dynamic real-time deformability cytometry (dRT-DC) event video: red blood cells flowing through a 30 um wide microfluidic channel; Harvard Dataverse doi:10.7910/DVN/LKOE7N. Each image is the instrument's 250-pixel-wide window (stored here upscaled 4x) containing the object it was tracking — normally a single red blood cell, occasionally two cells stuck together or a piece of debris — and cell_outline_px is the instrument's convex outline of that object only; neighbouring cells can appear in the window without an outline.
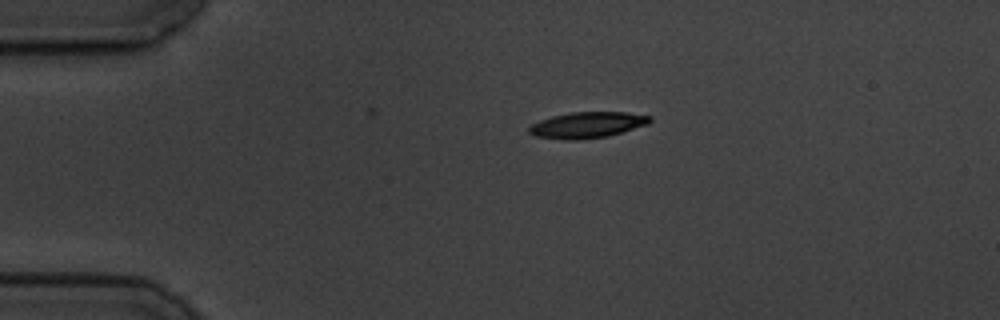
{"species": "common noctule bat (a hibernating species)", "species_latin": "Nyctalus noctula", "temperature_condition": "cold", "stored_images_in_passage": 12, "camera_frame_rate_fps": 3000, "um_per_image_px": 0.085, "animal": {"sex": "male", "body_mass_g": 19.5, "forearm_length_mm": 54.6}, "frame": {"image": 1, "passage_image": 1, "time_ms": 0.0, "image_size_px": [1000, 320], "cell_outline_px": [[652, 120], [648, 124], [608, 136], [580, 140], [564, 140], [536, 136], [528, 132], [528, 128], [532, 124], [540, 120], [552, 116], [572, 112], [628, 112], [652, 116]], "centroid_in_image_um": [49.93, 10.62], "position_along_channel_um": 35.1, "area_um2": 18.38}}
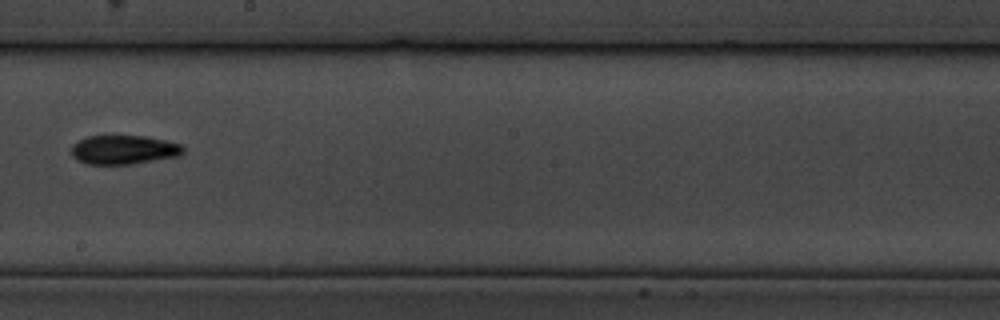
{"frame": {"image": 2, "passage_image": 6, "time_ms": 7.0, "image_size_px": [1000, 320], "cell_outline_px": [[184, 152], [180, 156], [132, 164], [88, 164], [76, 160], [72, 156], [72, 144], [88, 136], [148, 136], [168, 140], [180, 144], [184, 148]], "centroid_in_image_um": [10.55, 12.73], "position_along_channel_um": 237.6, "area_um2": 19.07}}
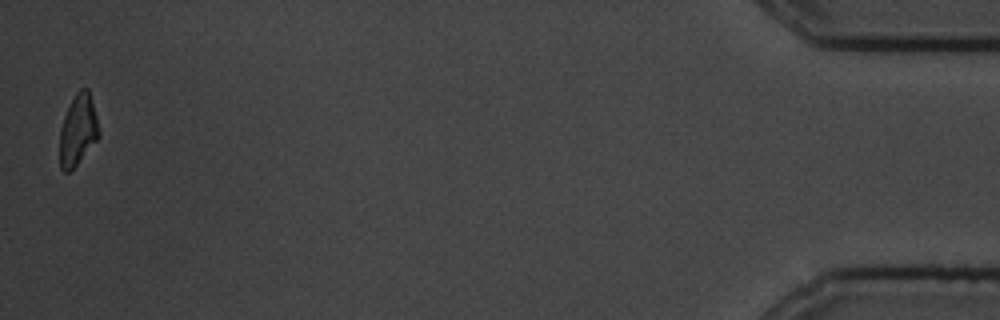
{"frame": {"image": 3, "passage_image": 12, "time_ms": 15.0, "image_size_px": [1000, 320], "cell_outline_px": [[100, 136], [76, 164], [68, 172], [64, 172], [60, 168], [60, 128], [64, 116], [76, 92], [80, 88], [88, 88], [92, 100], [100, 132]], "centroid_in_image_um": [6.63, 11.04], "position_along_channel_um": 428.6, "area_um2": 15.95}, "authors_computed_cell_mechanics": {"area_um2": 18.496, "velocity_mm_per_s": 3.4973, "shape_relaxation_time_tau1_ms": 4.4004, "shape_relaxation_time_tau2_ms": 6.4041, "deformation_change_tau1": 0.1353, "deformation_change_tau2": 0.1174}}